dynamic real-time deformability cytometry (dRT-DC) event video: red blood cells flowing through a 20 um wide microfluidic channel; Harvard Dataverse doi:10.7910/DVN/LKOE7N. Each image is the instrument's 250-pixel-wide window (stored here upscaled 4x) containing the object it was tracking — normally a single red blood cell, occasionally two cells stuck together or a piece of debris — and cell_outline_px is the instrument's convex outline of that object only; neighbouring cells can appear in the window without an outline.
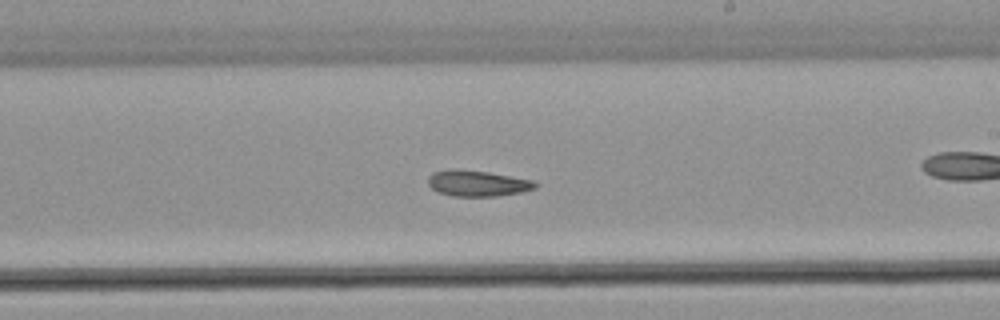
{"species": "common noctule bat (a hibernating species)", "species_latin": "Nyctalus noctula", "temperature_condition": "warm", "stored_images_in_passage": 55, "camera_frame_rate_fps": 3000, "um_per_image_px": 0.085, "animal": {"sex": "male", "body_mass_g": 21.5, "forearm_length_mm": 52.0}, "frame": {"image": 1, "passage_image": 32, "time_ms": 10.333, "image_size_px": [1000, 320], "cell_outline_px": [[536, 188], [520, 192], [496, 196], [452, 196], [440, 192], [432, 188], [428, 184], [428, 176], [432, 172], [456, 168], [460, 168], [488, 172], [532, 180], [536, 184]], "centroid_in_image_um": [40.54, 15.57], "position_along_channel_um": 248.5, "area_um2": 16.13}}